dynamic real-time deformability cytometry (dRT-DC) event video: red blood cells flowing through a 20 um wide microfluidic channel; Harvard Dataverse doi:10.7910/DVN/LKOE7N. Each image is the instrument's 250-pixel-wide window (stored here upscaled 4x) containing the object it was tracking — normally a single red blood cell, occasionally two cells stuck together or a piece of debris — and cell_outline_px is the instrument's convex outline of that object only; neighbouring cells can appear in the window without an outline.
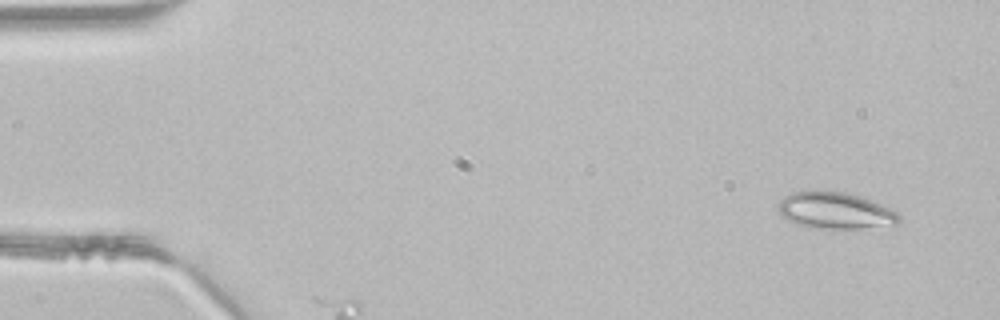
{"species": "common noctule bat (a hibernating species)", "species_latin": "Nyctalus noctula", "temperature_condition": "room temperature", "stored_images_in_passage": 4, "camera_frame_rate_fps": 3000, "um_per_image_px": 0.085, "animal": {"sex": "male", "body_mass_g": 21.5, "forearm_length_mm": 52.0}, "frame": {"image": 1, "passage_image": 2, "time_ms": 0.333, "image_size_px": [1000, 320], "cell_outline_px": [[900, 224], [860, 228], [808, 228], [788, 220], [780, 216], [780, 200], [784, 196], [792, 192], [844, 192], [860, 196], [872, 200], [892, 208], [900, 216]], "centroid_in_image_um": [71.04, 17.92], "position_along_channel_um": 14.0, "area_um2": 25.55}}